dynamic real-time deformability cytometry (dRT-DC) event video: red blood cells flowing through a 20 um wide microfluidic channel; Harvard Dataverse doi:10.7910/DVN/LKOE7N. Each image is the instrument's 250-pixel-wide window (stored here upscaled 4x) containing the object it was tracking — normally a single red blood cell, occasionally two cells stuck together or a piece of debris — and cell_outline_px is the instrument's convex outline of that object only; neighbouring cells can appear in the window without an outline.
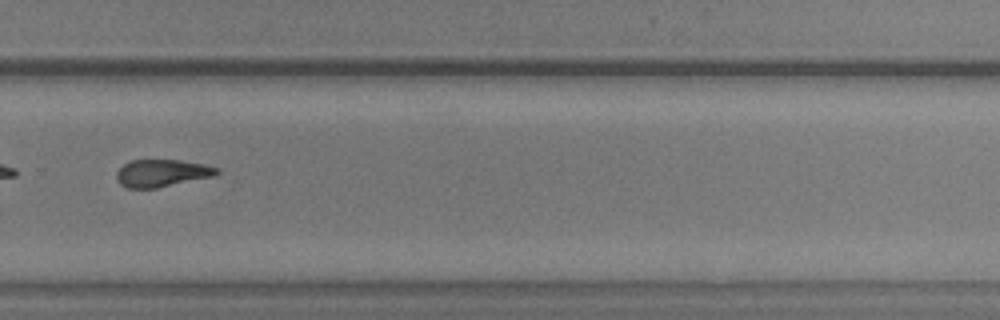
{"species": "common noctule bat (a hibernating species)", "species_latin": "Nyctalus noctula", "temperature_condition": "warm", "stored_images_in_passage": 39, "camera_frame_rate_fps": 3000, "um_per_image_px": 0.085, "animal": {"sex": "male", "body_mass_g": 20.5, "forearm_length_mm": 52.5}, "frame": {"image": 1, "passage_image": 23, "time_ms": 7.333, "image_size_px": [1000, 320], "cell_outline_px": [[220, 172], [212, 176], [156, 188], [128, 188], [120, 184], [116, 176], [116, 172], [128, 160], [180, 160], [204, 164], [220, 168]], "centroid_in_image_um": [13.75, 14.7], "position_along_channel_um": 316.1, "area_um2": 15.9}, "authors_computed_cell_mechanics": {"area_um2": 16.5886, "velocity_mm_per_s": 3.8024, "shape_relaxation_time_tau1_ms": 5.3254, "shape_relaxation_time_tau2_ms": 3.0382, "deformation_change_tau1": 0.1375, "deformation_change_tau2": 0.1273}}